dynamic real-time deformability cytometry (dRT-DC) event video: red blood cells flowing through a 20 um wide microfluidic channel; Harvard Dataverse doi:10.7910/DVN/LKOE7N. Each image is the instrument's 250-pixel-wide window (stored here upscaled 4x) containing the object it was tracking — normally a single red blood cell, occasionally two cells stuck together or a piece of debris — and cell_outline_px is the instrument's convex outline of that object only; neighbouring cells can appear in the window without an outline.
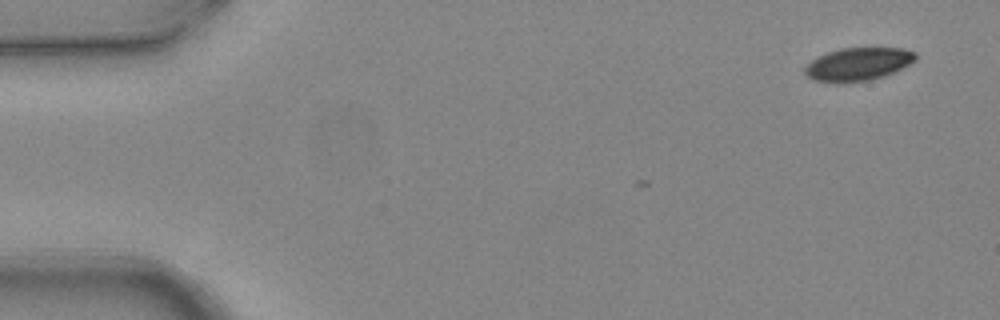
{"species": "common noctule bat (a hibernating species)", "species_latin": "Nyctalus noctula", "temperature_condition": "warm", "stored_images_in_passage": 3, "camera_frame_rate_fps": 3000, "um_per_image_px": 0.085, "animal": {"sex": "female", "body_mass_g": 24.6, "forearm_length_mm": 56.2}, "frame": {"image": 1, "passage_image": 1, "time_ms": 0.0, "image_size_px": [1000, 320], "cell_outline_px": [[916, 60], [884, 76], [868, 80], [840, 84], [812, 80], [804, 72], [804, 68], [812, 60], [828, 52], [840, 48], [900, 48], [916, 52]], "centroid_in_image_um": [72.9, 5.47], "position_along_channel_um": 12.1, "area_um2": 21.21}}